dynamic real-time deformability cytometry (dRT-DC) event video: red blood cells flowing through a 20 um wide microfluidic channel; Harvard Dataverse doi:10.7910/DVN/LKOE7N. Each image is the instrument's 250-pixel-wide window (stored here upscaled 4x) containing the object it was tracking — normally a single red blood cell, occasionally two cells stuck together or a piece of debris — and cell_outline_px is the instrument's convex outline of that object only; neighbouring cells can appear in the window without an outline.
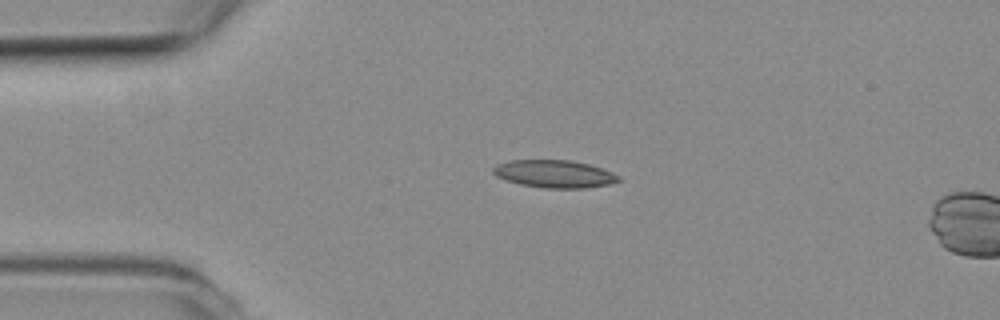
{"species": "common noctule bat (a hibernating species)", "species_latin": "Nyctalus noctula", "temperature_condition": "room temperature", "stored_images_in_passage": 15, "camera_frame_rate_fps": 3000, "um_per_image_px": 0.085, "animal": {"sex": "female", "body_mass_g": 19.3, "forearm_length_mm": 54.1}, "frame": {"image": 1, "passage_image": 11, "time_ms": 3.333, "image_size_px": [1000, 320], "cell_outline_px": [[620, 180], [608, 184], [584, 188], [544, 188], [520, 184], [504, 180], [496, 176], [492, 172], [492, 168], [496, 164], [508, 160], [568, 160], [588, 164], [612, 172], [620, 176]], "centroid_in_image_um": [47.06, 14.78], "position_along_channel_um": 37.9, "area_um2": 20.17}}